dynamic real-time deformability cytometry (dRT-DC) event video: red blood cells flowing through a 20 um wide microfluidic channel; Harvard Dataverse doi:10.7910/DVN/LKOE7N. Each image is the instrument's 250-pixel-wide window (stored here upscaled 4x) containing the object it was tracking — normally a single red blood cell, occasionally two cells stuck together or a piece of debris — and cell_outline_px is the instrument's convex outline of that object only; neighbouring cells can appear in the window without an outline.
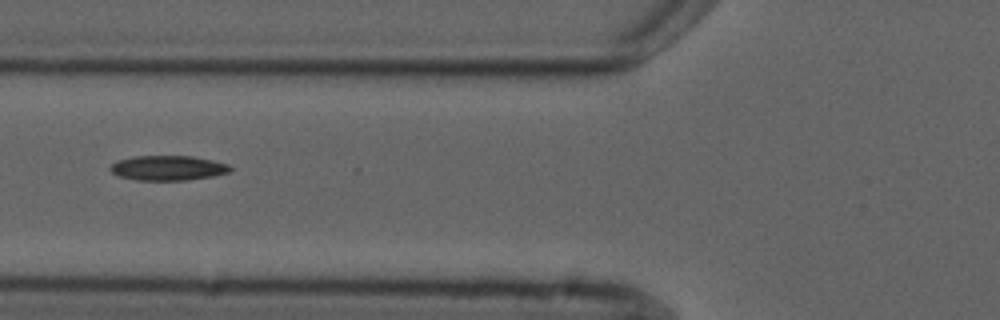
{"species": "common noctule bat (a hibernating species)", "species_latin": "Nyctalus noctula", "temperature_condition": "cold", "stored_images_in_passage": 7, "camera_frame_rate_fps": 3000, "um_per_image_px": 0.085, "animal": {"sex": "male", "forearm_length_mm": 52.5}, "frame": {"image": 1, "passage_image": 7, "time_ms": 6.667, "image_size_px": [1000, 320], "cell_outline_px": [[232, 168], [228, 172], [212, 176], [188, 180], [136, 180], [116, 176], [108, 168], [116, 160], [132, 156], [192, 156], [212, 160], [228, 164]], "centroid_in_image_um": [14.22, 14.27], "position_along_channel_um": 111.6, "area_um2": 17.46}}